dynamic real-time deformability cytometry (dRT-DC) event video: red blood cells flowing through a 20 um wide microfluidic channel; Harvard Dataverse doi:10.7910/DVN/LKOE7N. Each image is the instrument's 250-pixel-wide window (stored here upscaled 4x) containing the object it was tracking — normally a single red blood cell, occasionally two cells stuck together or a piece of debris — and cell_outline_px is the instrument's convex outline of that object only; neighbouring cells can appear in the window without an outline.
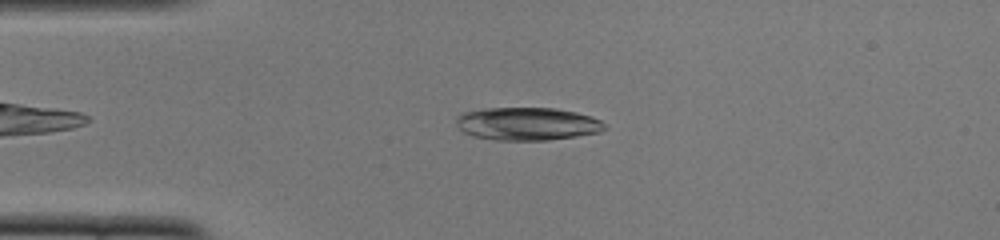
{"species": "common noctule bat (a hibernating species)", "species_latin": "Nyctalus noctula", "temperature_condition": "cold", "stored_images_in_passage": 50, "camera_frame_rate_fps": 3000, "um_per_image_px": 0.085, "animal": {"sex": "female", "body_mass_g": 22.0, "forearm_length_mm": 56.7}, "frame": {"image": 1, "passage_image": 11, "time_ms": 3.333, "image_size_px": [1000, 240], "cell_outline_px": [[608, 128], [600, 132], [576, 136], [548, 140], [496, 140], [472, 136], [464, 132], [456, 124], [456, 116], [464, 112], [484, 108], [556, 108], [576, 112], [592, 116], [608, 124]], "centroid_in_image_um": [44.85, 10.52], "position_along_channel_um": 40.1, "area_um2": 28.73}}
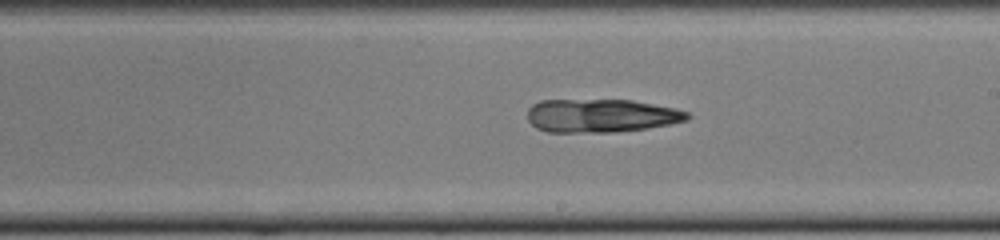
{"frame": {"image": 2, "passage_image": 28, "time_ms": 9.0, "image_size_px": [1000, 240], "cell_outline_px": [[692, 116], [688, 120], [672, 124], [648, 128], [608, 132], [548, 132], [536, 128], [528, 120], [528, 108], [532, 104], [540, 100], [632, 100], [676, 108], [688, 112]], "centroid_in_image_um": [51.11, 9.83], "position_along_channel_um": 237.9, "area_um2": 31.27}}
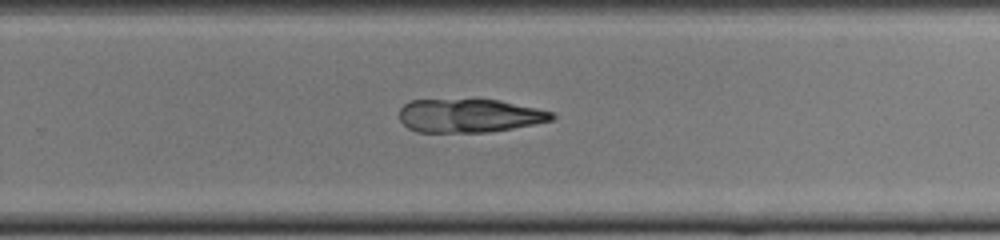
{"frame": {"image": 3, "passage_image": 32, "time_ms": 10.333, "image_size_px": [1000, 240], "cell_outline_px": [[556, 116], [552, 120], [536, 124], [488, 132], [416, 132], [408, 128], [400, 120], [400, 108], [404, 104], [412, 100], [500, 100], [536, 108], [552, 112]], "centroid_in_image_um": [39.89, 9.84], "position_along_channel_um": 289.9, "area_um2": 29.65}}